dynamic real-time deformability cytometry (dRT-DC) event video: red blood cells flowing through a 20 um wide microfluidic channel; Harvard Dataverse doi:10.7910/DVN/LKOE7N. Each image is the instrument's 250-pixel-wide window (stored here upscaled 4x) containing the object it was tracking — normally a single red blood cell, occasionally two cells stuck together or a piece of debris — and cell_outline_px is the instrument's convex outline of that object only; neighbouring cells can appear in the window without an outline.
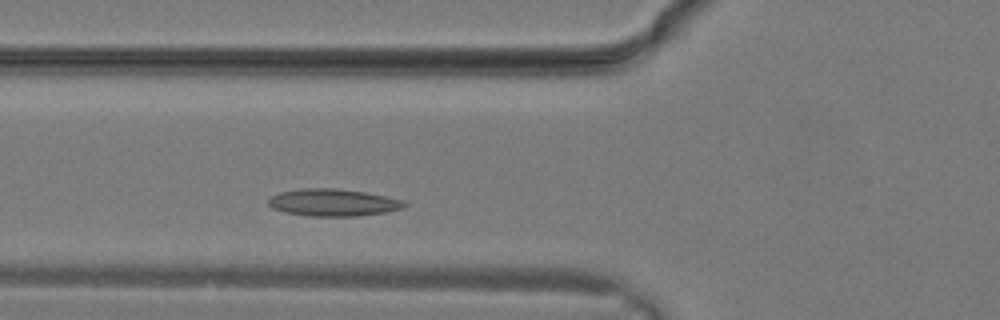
{"species": "common noctule bat (a hibernating species)", "species_latin": "Nyctalus noctula", "temperature_condition": "warm", "stored_images_in_passage": 23, "camera_frame_rate_fps": 3000, "um_per_image_px": 0.085, "animal": {"sex": "male", "body_mass_g": 19.2, "forearm_length_mm": 51.8}, "frame": {"image": 1, "passage_image": 4, "time_ms": 1.0, "image_size_px": [1000, 320], "cell_outline_px": [[408, 204], [404, 208], [384, 212], [356, 216], [308, 216], [284, 212], [272, 208], [268, 204], [268, 200], [272, 196], [280, 192], [300, 188], [332, 188], [364, 192], [404, 200]], "centroid_in_image_um": [28.3, 17.21], "position_along_channel_um": 97.5, "area_um2": 21.5}}
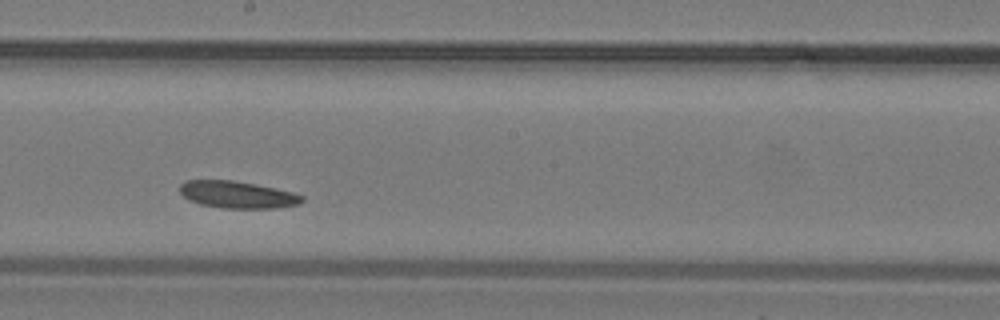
{"frame": {"image": 2, "passage_image": 10, "time_ms": 3.0, "image_size_px": [1000, 320], "cell_outline_px": [[304, 200], [300, 204], [276, 208], [224, 208], [200, 204], [188, 200], [180, 192], [180, 184], [184, 180], [232, 180], [256, 184], [292, 192], [304, 196]], "centroid_in_image_um": [20.17, 16.54], "position_along_channel_um": 228.0, "area_um2": 19.31}}
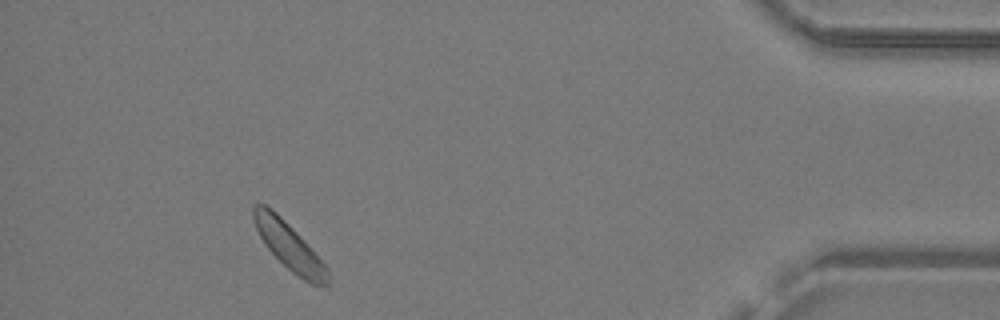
{"frame": {"image": 3, "passage_image": 21, "time_ms": 6.667, "image_size_px": [1000, 320], "cell_outline_px": [[328, 284], [312, 284], [304, 280], [292, 272], [268, 248], [260, 236], [256, 228], [252, 216], [252, 204], [264, 204], [272, 208], [300, 236], [328, 268]], "centroid_in_image_um": [24.54, 20.88], "position_along_channel_um": 410.7, "area_um2": 19.77}}